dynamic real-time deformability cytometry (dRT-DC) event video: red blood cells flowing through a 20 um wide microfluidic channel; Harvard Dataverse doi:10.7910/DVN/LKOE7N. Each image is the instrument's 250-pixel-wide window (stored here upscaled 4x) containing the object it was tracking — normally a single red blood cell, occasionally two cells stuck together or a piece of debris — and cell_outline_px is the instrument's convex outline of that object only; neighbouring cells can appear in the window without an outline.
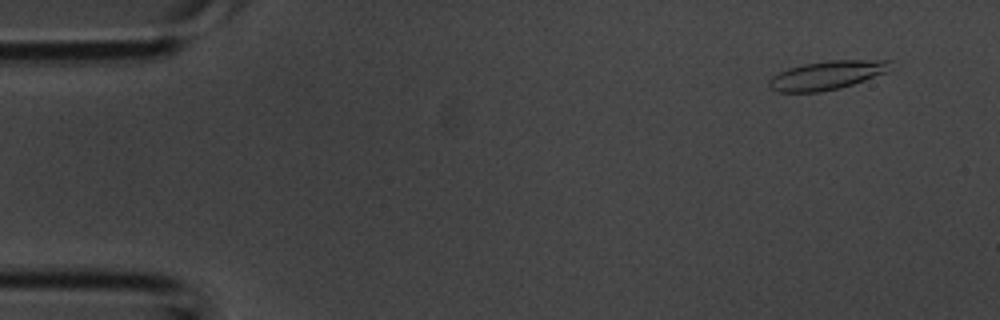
{"species": "common noctule bat (a hibernating species)", "species_latin": "Nyctalus noctula", "temperature_condition": "room temperature", "stored_images_in_passage": 8, "camera_frame_rate_fps": 3000, "um_per_image_px": 0.085, "animal": {"sex": "male", "body_mass_g": 20.1, "forearm_length_mm": 53.5}, "frame": {"image": 1, "passage_image": 3, "time_ms": 0.667, "image_size_px": [1000, 320], "cell_outline_px": [[892, 60], [888, 72], [840, 88], [820, 92], [780, 92], [772, 88], [768, 84], [772, 76], [788, 68], [804, 64], [828, 60]], "centroid_in_image_um": [70.31, 6.39], "position_along_channel_um": 14.7, "area_um2": 20.17}}